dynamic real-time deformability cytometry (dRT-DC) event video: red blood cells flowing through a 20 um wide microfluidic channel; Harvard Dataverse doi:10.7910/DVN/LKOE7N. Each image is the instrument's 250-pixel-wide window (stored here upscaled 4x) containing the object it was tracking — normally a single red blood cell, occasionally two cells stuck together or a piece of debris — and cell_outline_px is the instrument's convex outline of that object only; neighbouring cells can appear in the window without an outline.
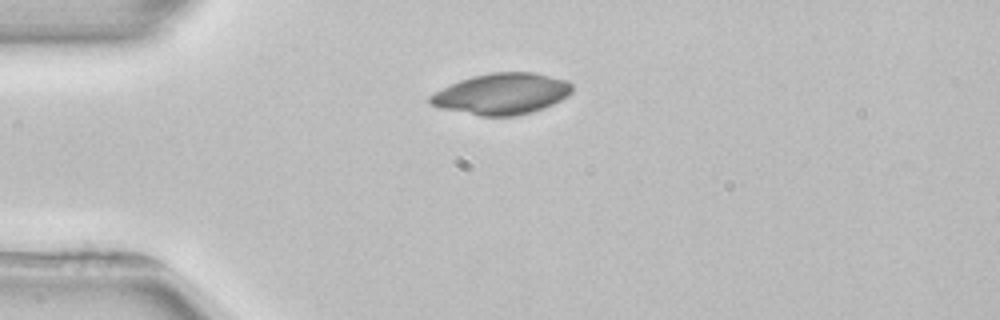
{"species": "common noctule bat (a hibernating species)", "species_latin": "Nyctalus noctula", "temperature_condition": "room temperature", "stored_images_in_passage": 2, "camera_frame_rate_fps": 3000, "um_per_image_px": 0.085, "animal": {"sex": "female", "body_mass_g": 22.7, "forearm_length_mm": 54.2}, "frame": {"image": 1, "passage_image": 1, "time_ms": 0.0, "image_size_px": [1000, 320], "cell_outline_px": [[572, 92], [568, 96], [544, 108], [532, 112], [512, 116], [480, 116], [440, 108], [428, 104], [428, 96], [460, 80], [472, 76], [492, 72], [532, 72], [564, 80], [572, 84]], "centroid_in_image_um": [42.63, 7.98], "position_along_channel_um": 42.4, "area_um2": 33.87}}